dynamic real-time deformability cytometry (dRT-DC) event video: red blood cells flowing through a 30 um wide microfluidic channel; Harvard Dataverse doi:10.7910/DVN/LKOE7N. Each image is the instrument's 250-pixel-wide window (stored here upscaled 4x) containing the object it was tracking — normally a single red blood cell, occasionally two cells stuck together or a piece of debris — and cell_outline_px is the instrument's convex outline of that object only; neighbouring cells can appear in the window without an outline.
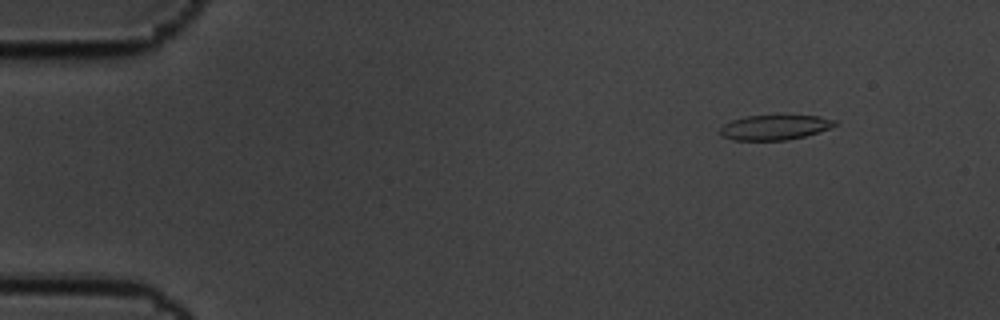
{"species": "common noctule bat (a hibernating species)", "species_latin": "Nyctalus noctula", "temperature_condition": "cold", "stored_images_in_passage": 2, "camera_frame_rate_fps": 3000, "um_per_image_px": 0.085, "animal": {"sex": "male", "body_mass_g": 19.5, "forearm_length_mm": 54.6}, "frame": {"image": 1, "passage_image": 2, "time_ms": 0.333, "image_size_px": [1000, 320], "cell_outline_px": [[840, 124], [832, 128], [804, 136], [788, 140], [732, 140], [720, 136], [720, 128], [724, 124], [732, 120], [744, 116], [820, 116], [836, 120]], "centroid_in_image_um": [65.87, 10.83], "position_along_channel_um": 19.1, "area_um2": 16.76}}